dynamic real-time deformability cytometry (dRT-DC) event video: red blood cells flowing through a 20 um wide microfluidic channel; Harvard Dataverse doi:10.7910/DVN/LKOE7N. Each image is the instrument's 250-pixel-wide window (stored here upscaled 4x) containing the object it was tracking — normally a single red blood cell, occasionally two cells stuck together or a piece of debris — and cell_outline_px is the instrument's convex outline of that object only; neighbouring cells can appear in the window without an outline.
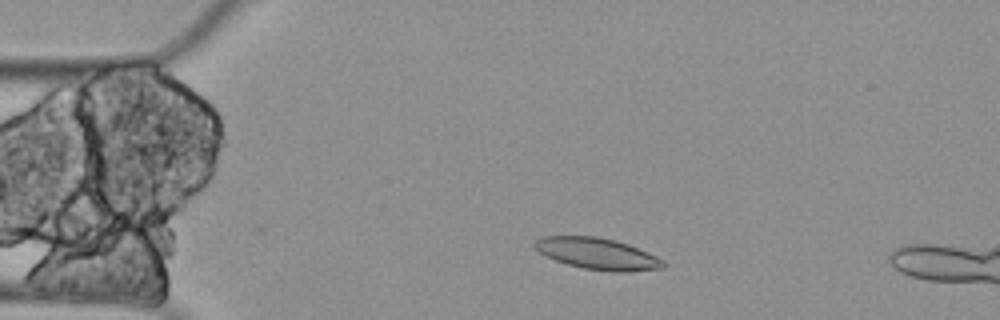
{"species": "Egyptian fruit bat (a non-hibernating species)", "species_latin": "Rousettus aegyptiacus", "temperature_condition": "cold", "stored_images_in_passage": 2, "camera_frame_rate_fps": 3000, "um_per_image_px": 0.085, "animal": {"sex": "female"}, "frame": {"image": 1, "passage_image": 2, "time_ms": 0.333, "image_size_px": [1000, 320], "cell_outline_px": [[668, 268], [628, 272], [612, 272], [584, 268], [568, 264], [544, 256], [532, 244], [540, 236], [596, 236], [616, 240], [628, 244], [656, 256], [664, 260], [668, 264]], "centroid_in_image_um": [50.83, 21.57], "position_along_channel_um": 34.2, "area_um2": 23.81}}